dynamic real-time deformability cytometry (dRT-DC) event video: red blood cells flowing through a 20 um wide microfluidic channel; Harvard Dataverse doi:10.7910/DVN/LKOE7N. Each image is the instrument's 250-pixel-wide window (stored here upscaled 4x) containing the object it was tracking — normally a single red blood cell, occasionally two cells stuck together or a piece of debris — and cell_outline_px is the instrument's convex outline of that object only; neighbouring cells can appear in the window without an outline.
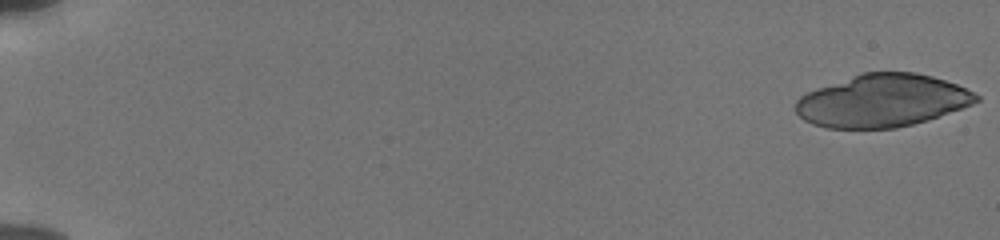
{"species": "human", "species_latin": "Homo sapiens", "temperature_condition": "cold", "stored_images_in_passage": 26, "camera_frame_rate_fps": 3000, "um_per_image_px": 0.085, "donor": {"sex": "male"}, "frame": {"image": 1, "passage_image": 1, "time_ms": 0.0, "image_size_px": [1000, 240], "cell_outline_px": [[980, 100], [972, 104], [928, 120], [896, 128], [828, 128], [812, 124], [804, 120], [796, 112], [796, 100], [800, 96], [816, 88], [864, 72], [916, 72], [932, 76], [956, 84], [980, 96]], "centroid_in_image_um": [74.98, 8.56], "position_along_channel_um": 10.0, "area_um2": 55.08}}